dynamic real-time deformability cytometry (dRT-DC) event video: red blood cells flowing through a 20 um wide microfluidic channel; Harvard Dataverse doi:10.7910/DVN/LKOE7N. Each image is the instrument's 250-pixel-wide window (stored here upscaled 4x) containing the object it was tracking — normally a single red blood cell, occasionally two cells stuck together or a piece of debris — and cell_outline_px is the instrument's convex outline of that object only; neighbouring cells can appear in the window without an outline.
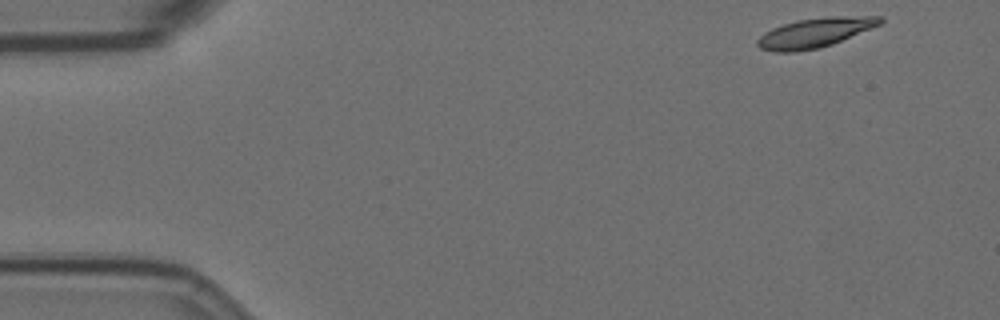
{"species": "Egyptian fruit bat (a non-hibernating species)", "species_latin": "Rousettus aegyptiacus", "temperature_condition": "room temperature", "stored_images_in_passage": 14, "camera_frame_rate_fps": 3000, "um_per_image_px": 0.085, "animal": {"sex": "female"}, "frame": {"image": 1, "passage_image": 1, "time_ms": 0.0, "image_size_px": [1000, 320], "cell_outline_px": [[884, 20], [880, 24], [832, 44], [820, 48], [792, 52], [776, 52], [760, 48], [756, 44], [756, 40], [764, 32], [772, 28], [796, 20], [828, 16], [880, 16]], "centroid_in_image_um": [69.23, 2.78], "position_along_channel_um": 15.8, "area_um2": 20.98}}
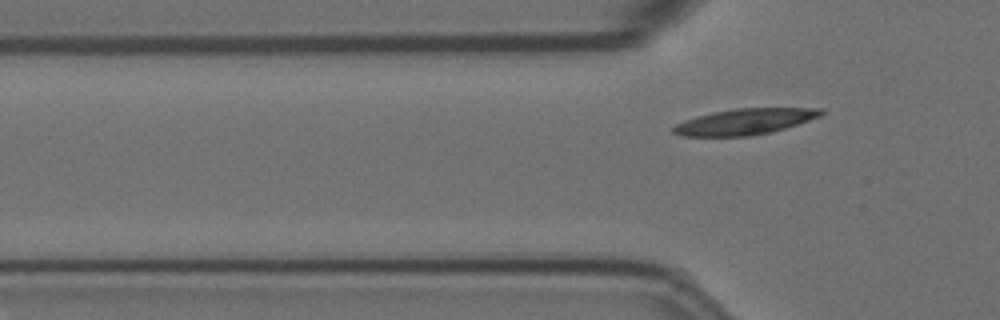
{"frame": {"image": 2, "passage_image": 14, "time_ms": 4.333, "image_size_px": [1000, 320], "cell_outline_px": [[824, 112], [820, 116], [784, 128], [768, 132], [748, 136], [680, 136], [672, 132], [672, 128], [676, 124], [684, 120], [696, 116], [712, 112], [736, 108], [820, 108]], "centroid_in_image_um": [63.24, 10.33], "position_along_channel_um": 62.6, "area_um2": 22.08}}